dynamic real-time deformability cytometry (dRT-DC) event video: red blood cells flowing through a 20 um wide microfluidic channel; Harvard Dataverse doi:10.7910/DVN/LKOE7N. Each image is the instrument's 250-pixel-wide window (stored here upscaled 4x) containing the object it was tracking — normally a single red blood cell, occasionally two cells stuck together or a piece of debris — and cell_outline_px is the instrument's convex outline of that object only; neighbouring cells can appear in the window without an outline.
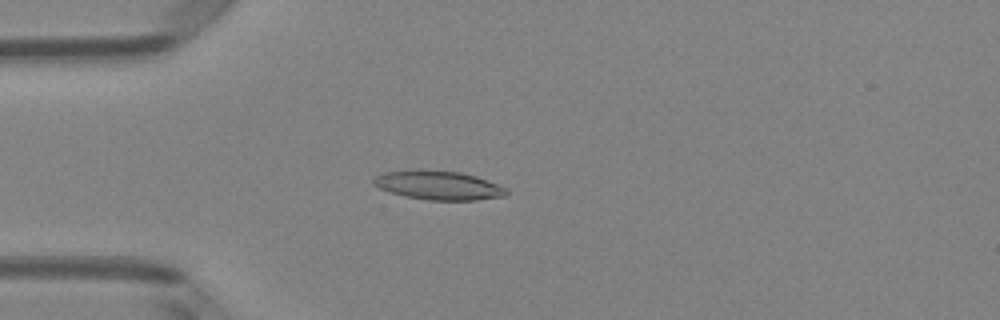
{"species": "Egyptian fruit bat (a non-hibernating species)", "species_latin": "Rousettus aegyptiacus", "temperature_condition": "room temperature", "stored_images_in_passage": 39, "camera_frame_rate_fps": 3000, "um_per_image_px": 0.085, "animal": {"sex": "female"}, "frame": {"image": 1, "passage_image": 9, "time_ms": 2.667, "image_size_px": [1000, 320], "cell_outline_px": [[508, 192], [504, 196], [476, 200], [428, 200], [404, 196], [388, 192], [372, 184], [372, 180], [376, 176], [384, 172], [420, 168], [460, 172], [476, 176], [488, 180], [508, 188]], "centroid_in_image_um": [37.24, 15.73], "position_along_channel_um": 47.8, "area_um2": 22.83}}
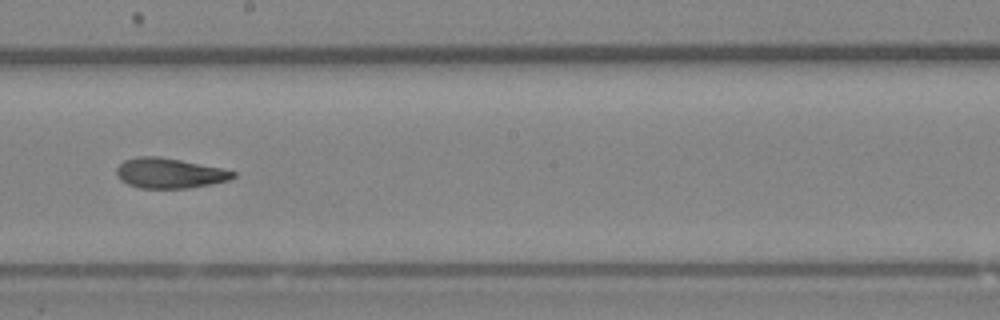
{"frame": {"image": 2, "passage_image": 24, "time_ms": 7.667, "image_size_px": [1000, 320], "cell_outline_px": [[236, 176], [228, 180], [188, 188], [140, 188], [128, 184], [120, 180], [116, 172], [116, 168], [124, 160], [136, 156], [160, 156], [220, 168], [236, 172]], "centroid_in_image_um": [14.36, 14.71], "position_along_channel_um": 233.8, "area_um2": 20.29}}
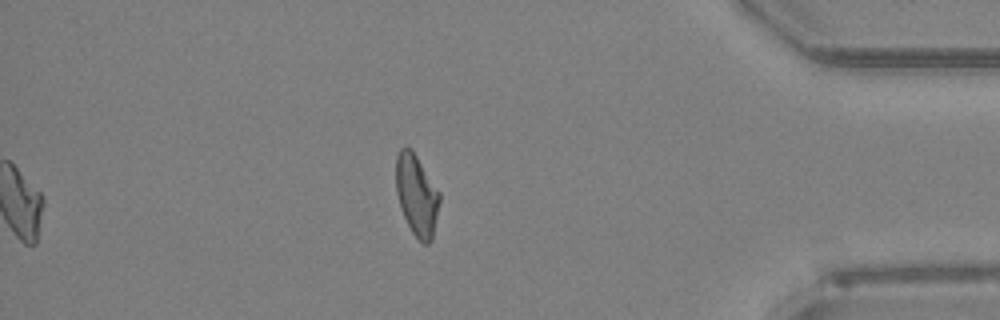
{"frame": {"image": 3, "passage_image": 39, "time_ms": 12.667, "image_size_px": [1000, 320], "cell_outline_px": [[440, 200], [432, 240], [428, 244], [424, 244], [412, 232], [400, 208], [396, 192], [396, 156], [400, 148], [404, 144], [412, 148], [440, 192]], "centroid_in_image_um": [35.41, 16.53], "position_along_channel_um": 399.8, "area_um2": 20.81}, "authors_computed_cell_mechanics": {"area_um2": 21.0392, "velocity_mm_per_s": 4.0358, "shape_relaxation_time_tau1_ms": null, "shape_relaxation_time_tau2_ms": 3.1578, "deformation_change_tau1": null, "deformation_change_tau2": 0.1153}}